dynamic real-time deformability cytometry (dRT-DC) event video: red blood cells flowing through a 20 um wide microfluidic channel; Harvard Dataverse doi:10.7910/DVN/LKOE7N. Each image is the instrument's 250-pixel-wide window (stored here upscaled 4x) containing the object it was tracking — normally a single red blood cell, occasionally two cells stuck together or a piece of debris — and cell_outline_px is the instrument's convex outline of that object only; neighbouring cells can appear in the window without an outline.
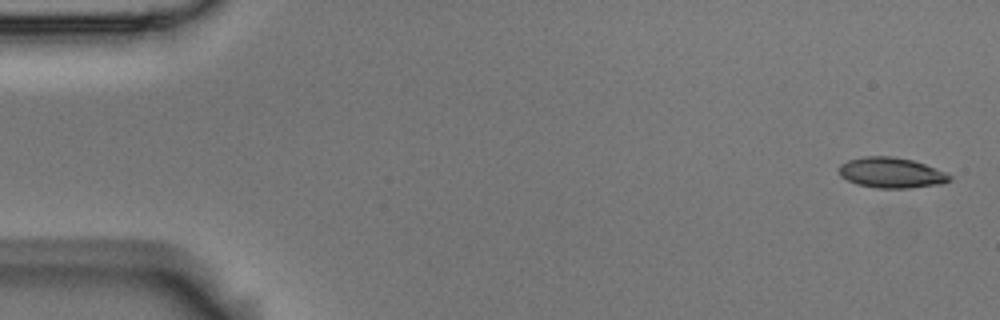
{"species": "Egyptian fruit bat (a non-hibernating species)", "species_latin": "Rousettus aegyptiacus", "temperature_condition": "room temperature", "stored_images_in_passage": 55, "camera_frame_rate_fps": 3000, "um_per_image_px": 0.085, "animal": {"sex": "male"}, "frame": {"image": 1, "passage_image": 1, "time_ms": 0.0, "image_size_px": [1000, 320], "cell_outline_px": [[952, 180], [944, 184], [908, 188], [876, 188], [856, 184], [840, 176], [836, 168], [840, 164], [848, 160], [864, 156], [892, 156], [912, 160], [924, 164], [944, 172], [952, 176]], "centroid_in_image_um": [75.73, 14.69], "position_along_channel_um": 9.3, "area_um2": 19.83}}
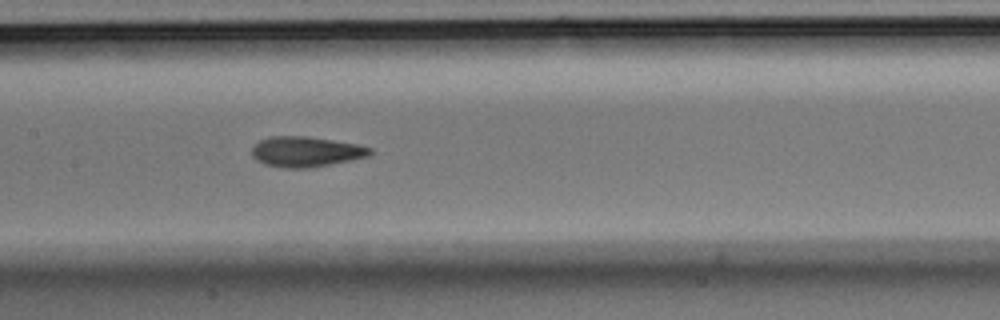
{"frame": {"image": 2, "passage_image": 26, "time_ms": 8.333, "image_size_px": [1000, 320], "cell_outline_px": [[372, 152], [368, 156], [308, 168], [284, 168], [264, 164], [256, 160], [252, 156], [252, 148], [260, 140], [268, 136], [304, 136], [332, 140], [356, 144], [372, 148]], "centroid_in_image_um": [25.95, 12.89], "position_along_channel_um": 181.4, "area_um2": 20.63}}
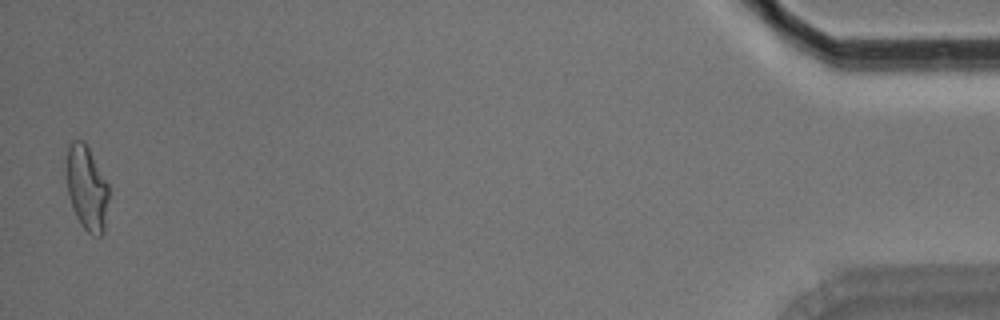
{"frame": {"image": 3, "passage_image": 54, "time_ms": 17.667, "image_size_px": [1000, 320], "cell_outline_px": [[108, 200], [104, 232], [100, 236], [92, 236], [80, 224], [72, 208], [68, 196], [64, 168], [68, 148], [72, 140], [84, 140], [108, 184]], "centroid_in_image_um": [7.34, 15.98], "position_along_channel_um": 427.9, "area_um2": 21.21}, "authors_computed_cell_mechanics": {"area_um2": 20.2878, "velocity_mm_per_s": 3.6248, "shape_relaxation_time_tau1_ms": 10.5655, "shape_relaxation_time_tau2_ms": 2.5323, "deformation_change_tau1": 0.2373, "deformation_change_tau2": 0.1069}}